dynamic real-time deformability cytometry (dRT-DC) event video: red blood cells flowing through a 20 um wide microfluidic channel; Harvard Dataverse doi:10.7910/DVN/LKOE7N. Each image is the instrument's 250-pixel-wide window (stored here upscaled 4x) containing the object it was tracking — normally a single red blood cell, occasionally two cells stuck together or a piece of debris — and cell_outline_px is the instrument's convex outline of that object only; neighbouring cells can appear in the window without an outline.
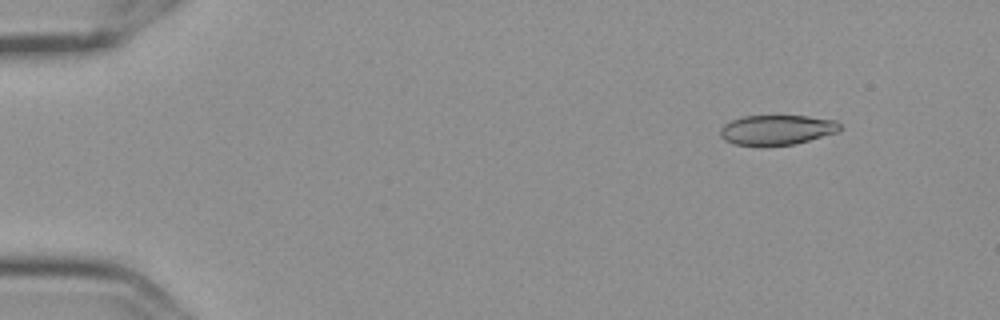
{"species": "Egyptian fruit bat (a non-hibernating species)", "species_latin": "Rousettus aegyptiacus", "temperature_condition": "cold", "stored_images_in_passage": 15, "camera_frame_rate_fps": 3000, "um_per_image_px": 0.085, "frame": {"image": 1, "passage_image": 2, "time_ms": 0.333, "image_size_px": [1000, 320], "cell_outline_px": [[840, 132], [792, 144], [764, 148], [732, 144], [724, 140], [720, 136], [720, 128], [724, 124], [732, 120], [744, 116], [808, 116], [836, 120], [840, 124]], "centroid_in_image_um": [66.0, 11.07], "position_along_channel_um": 19.0, "area_um2": 21.39}}
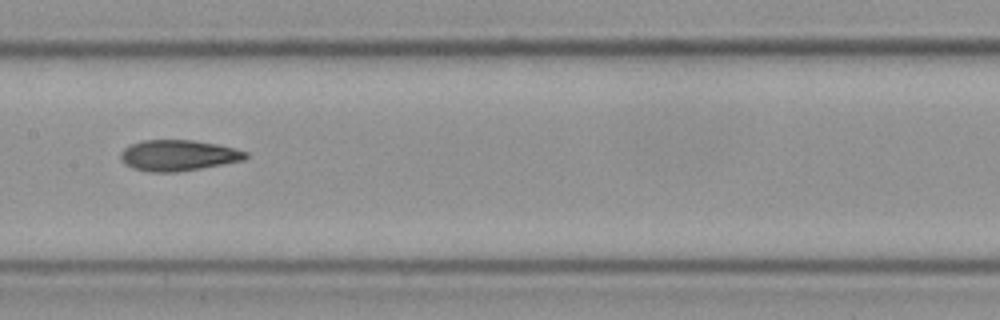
{"frame": {"image": 2, "passage_image": 8, "time_ms": 2.333, "image_size_px": [1000, 320], "cell_outline_px": [[248, 156], [244, 160], [200, 168], [176, 172], [148, 172], [132, 168], [124, 164], [120, 160], [120, 152], [124, 148], [132, 144], [144, 140], [192, 140], [216, 144], [248, 152]], "centroid_in_image_um": [15.1, 13.21], "position_along_channel_um": 192.3, "area_um2": 22.43}}
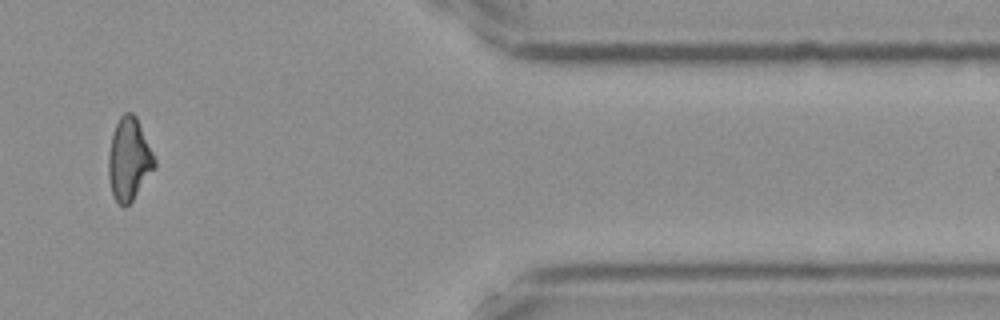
{"frame": {"image": 3, "passage_image": 13, "time_ms": 4.0, "image_size_px": [1000, 320], "cell_outline_px": [[156, 168], [132, 200], [124, 208], [116, 200], [112, 192], [108, 176], [108, 152], [112, 132], [120, 116], [124, 112], [132, 112], [136, 116], [156, 160]], "centroid_in_image_um": [10.96, 13.52], "position_along_channel_um": 400.4, "area_um2": 22.2}}